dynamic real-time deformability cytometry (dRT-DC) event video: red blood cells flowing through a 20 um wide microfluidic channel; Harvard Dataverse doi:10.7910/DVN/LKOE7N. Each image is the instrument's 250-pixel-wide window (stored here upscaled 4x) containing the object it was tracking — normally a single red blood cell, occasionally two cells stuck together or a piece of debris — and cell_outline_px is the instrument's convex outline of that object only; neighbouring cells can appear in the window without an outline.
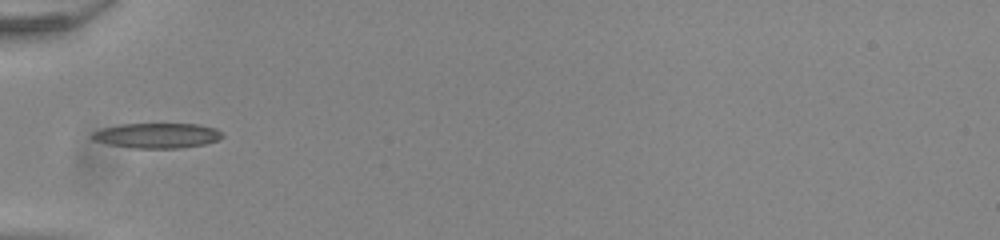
{"species": "common noctule bat (a hibernating species)", "species_latin": "Nyctalus noctula", "temperature_condition": "room temperature", "stored_images_in_passage": 9, "camera_frame_rate_fps": 3000, "um_per_image_px": 0.085, "animal": {"sex": "male", "body_mass_g": 20.0, "forearm_length_mm": 53.3}, "frame": {"image": 1, "passage_image": 1, "time_ms": 0.0, "image_size_px": [1000, 240], "cell_outline_px": [[224, 136], [216, 140], [204, 144], [180, 148], [132, 148], [108, 144], [92, 140], [88, 136], [92, 132], [104, 128], [120, 124], [196, 124], [216, 128]], "centroid_in_image_um": [13.3, 11.52], "position_along_channel_um": 71.7, "area_um2": 19.02}}
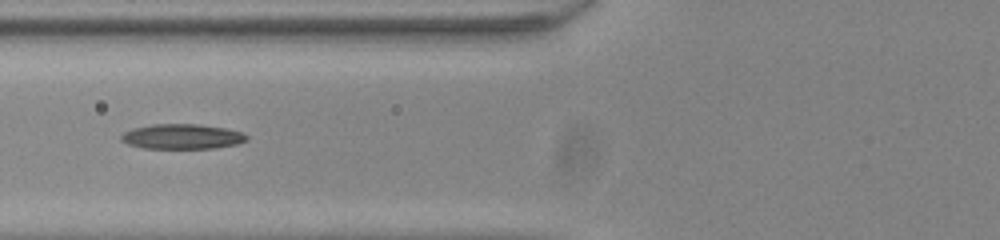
{"frame": {"image": 2, "passage_image": 4, "time_ms": 1.0, "image_size_px": [1000, 240], "cell_outline_px": [[248, 140], [236, 144], [212, 148], [144, 148], [128, 144], [120, 140], [120, 136], [124, 132], [132, 128], [152, 124], [196, 124], [224, 128], [240, 132], [248, 136]], "centroid_in_image_um": [15.44, 11.6], "position_along_channel_um": 110.4, "area_um2": 18.15}}
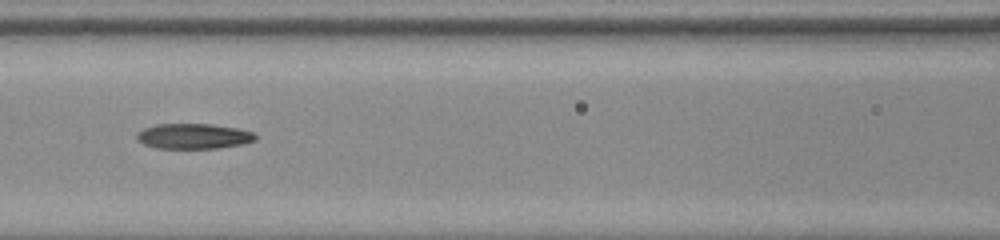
{"frame": {"image": 3, "passage_image": 7, "time_ms": 2.0, "image_size_px": [1000, 240], "cell_outline_px": [[256, 140], [244, 144], [216, 148], [156, 148], [144, 144], [136, 140], [136, 132], [144, 128], [156, 124], [212, 124], [236, 128], [252, 132], [256, 136]], "centroid_in_image_um": [16.42, 11.57], "position_along_channel_um": 150.2, "area_um2": 17.51}}